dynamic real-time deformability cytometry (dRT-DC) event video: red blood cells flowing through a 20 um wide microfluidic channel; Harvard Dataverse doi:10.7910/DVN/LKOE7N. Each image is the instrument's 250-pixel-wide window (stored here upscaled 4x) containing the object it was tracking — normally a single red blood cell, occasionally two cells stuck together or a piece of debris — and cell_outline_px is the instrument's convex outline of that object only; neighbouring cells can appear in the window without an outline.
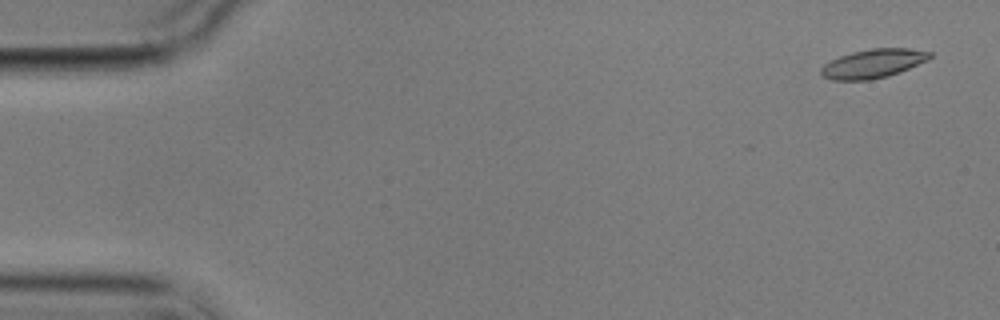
{"species": "common noctule bat (a hibernating species)", "species_latin": "Nyctalus noctula", "temperature_condition": "cold", "stored_images_in_passage": 5, "camera_frame_rate_fps": 3000, "um_per_image_px": 0.085, "animal": {"sex": "male", "body_mass_g": 17.9}, "frame": {"image": 1, "passage_image": 1, "time_ms": 0.0, "image_size_px": [1000, 320], "cell_outline_px": [[932, 56], [928, 60], [900, 72], [888, 76], [868, 80], [832, 80], [820, 76], [820, 68], [824, 64], [840, 56], [852, 52], [872, 48], [908, 48], [932, 52]], "centroid_in_image_um": [74.2, 5.4], "position_along_channel_um": 10.8, "area_um2": 18.38}}
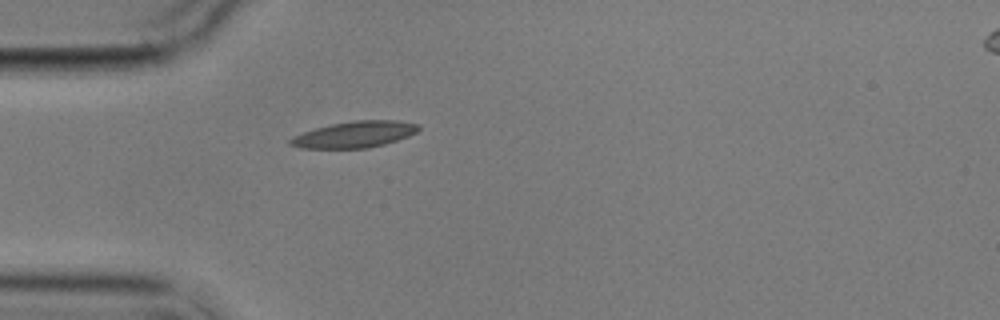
{"frame": {"image": 2, "passage_image": 5, "time_ms": 4.667, "image_size_px": [1000, 320], "cell_outline_px": [[420, 128], [416, 132], [408, 136], [384, 144], [368, 148], [300, 148], [288, 144], [288, 140], [292, 136], [316, 128], [332, 124], [352, 120], [396, 120], [420, 124]], "centroid_in_image_um": [30.13, 11.42], "position_along_channel_um": 54.9, "area_um2": 19.65}}